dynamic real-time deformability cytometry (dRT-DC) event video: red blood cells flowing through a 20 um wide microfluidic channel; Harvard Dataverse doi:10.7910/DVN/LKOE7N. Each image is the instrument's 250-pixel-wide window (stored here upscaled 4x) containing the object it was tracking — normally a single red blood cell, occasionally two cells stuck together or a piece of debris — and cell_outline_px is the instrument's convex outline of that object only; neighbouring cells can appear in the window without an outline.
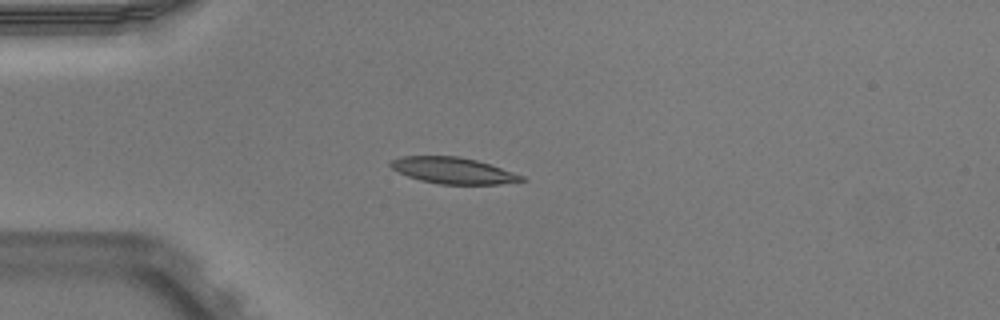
{"species": "Egyptian fruit bat (a non-hibernating species)", "species_latin": "Rousettus aegyptiacus", "temperature_condition": "warm", "stored_images_in_passage": 39, "camera_frame_rate_fps": 3000, "um_per_image_px": 0.085, "animal": {"sex": "male"}, "frame": {"image": 1, "passage_image": 1, "time_ms": 0.0, "image_size_px": [1000, 320], "cell_outline_px": [[528, 180], [500, 184], [440, 184], [420, 180], [408, 176], [392, 168], [388, 164], [392, 160], [400, 156], [460, 156], [476, 160], [524, 176]], "centroid_in_image_um": [38.51, 14.49], "position_along_channel_um": 46.5, "area_um2": 19.88}}
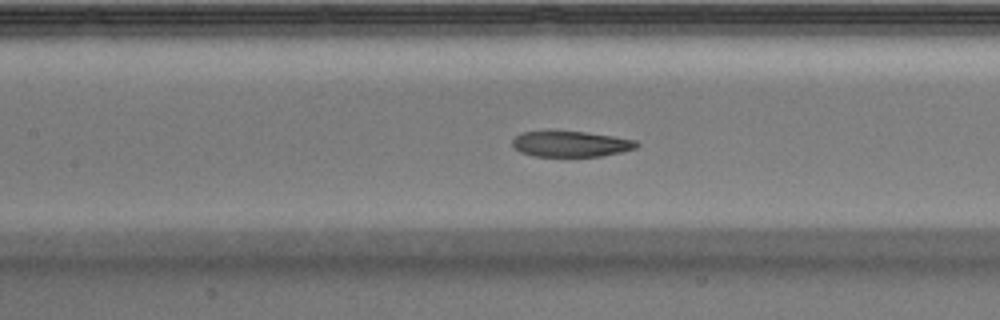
{"frame": {"image": 2, "passage_image": 11, "time_ms": 3.333, "image_size_px": [1000, 320], "cell_outline_px": [[640, 144], [636, 148], [620, 152], [600, 156], [532, 156], [520, 152], [512, 144], [512, 140], [516, 136], [524, 132], [584, 132], [612, 136], [636, 140]], "centroid_in_image_um": [48.54, 12.25], "position_along_channel_um": 158.9, "area_um2": 18.26}}
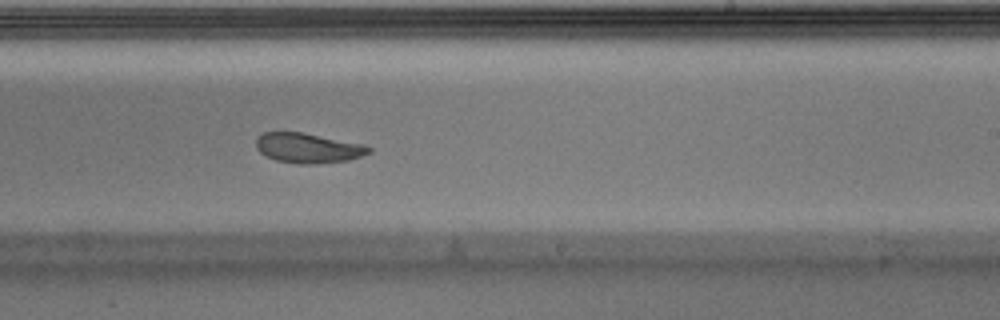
{"frame": {"image": 3, "passage_image": 19, "time_ms": 6.0, "image_size_px": [1000, 320], "cell_outline_px": [[372, 152], [348, 160], [312, 164], [300, 164], [276, 160], [260, 152], [256, 148], [256, 140], [264, 132], [300, 132], [364, 144], [372, 148]], "centroid_in_image_um": [26.2, 12.58], "position_along_channel_um": 262.8, "area_um2": 19.42}, "authors_computed_cell_mechanics": {"area_um2": 20.519, "velocity_mm_per_s": 3.9119, "shape_relaxation_time_tau1_ms": 5.8693, "shape_relaxation_time_tau2_ms": 1.3362, "deformation_change_tau1": 0.1949, "deformation_change_tau2": 0.0693}}